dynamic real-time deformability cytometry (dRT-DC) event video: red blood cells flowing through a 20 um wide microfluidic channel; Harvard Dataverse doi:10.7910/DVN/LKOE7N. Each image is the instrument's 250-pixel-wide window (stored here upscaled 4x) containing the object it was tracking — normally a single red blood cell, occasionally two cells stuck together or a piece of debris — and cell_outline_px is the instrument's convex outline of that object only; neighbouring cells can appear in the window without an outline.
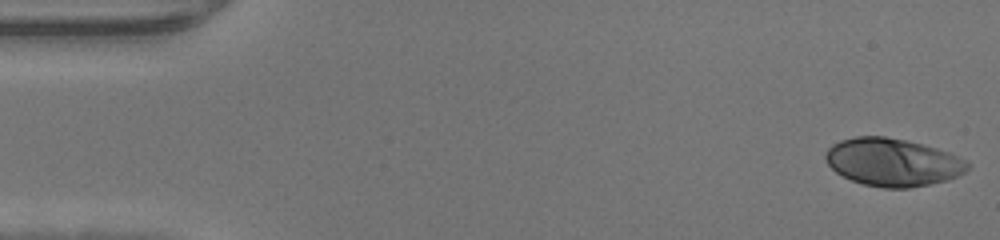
{"species": "human", "species_latin": "Homo sapiens", "temperature_condition": "warm", "stored_images_in_passage": 46, "camera_frame_rate_fps": 3000, "um_per_image_px": 0.085, "donor": {"sex": "male"}, "frame": {"image": 1, "passage_image": 1, "time_ms": 0.0, "image_size_px": [1000, 240], "cell_outline_px": [[968, 168], [964, 172], [948, 180], [908, 188], [884, 188], [864, 184], [852, 180], [836, 172], [828, 164], [824, 156], [828, 148], [832, 144], [840, 140], [856, 136], [884, 136], [904, 140], [936, 148], [948, 152], [964, 160], [968, 164]], "centroid_in_image_um": [75.84, 13.78], "position_along_channel_um": 9.2, "area_um2": 39.13}}
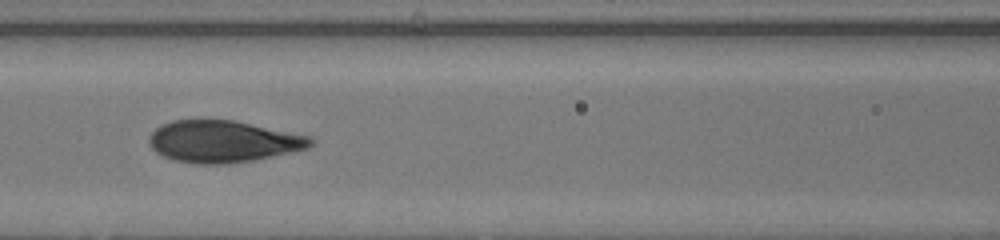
{"frame": {"image": 2, "passage_image": 20, "time_ms": 6.333, "image_size_px": [1000, 240], "cell_outline_px": [[316, 140], [308, 148], [292, 152], [252, 160], [228, 164], [200, 164], [176, 160], [164, 156], [156, 152], [152, 148], [148, 140], [152, 132], [160, 124], [172, 120], [232, 120], [312, 136]], "centroid_in_image_um": [18.98, 12.02], "position_along_channel_um": 147.6, "area_um2": 39.3}}
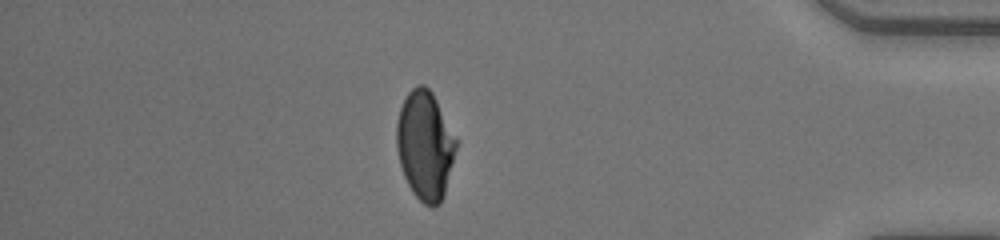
{"frame": {"image": 3, "passage_image": 40, "time_ms": 13.0, "image_size_px": [1000, 240], "cell_outline_px": [[456, 148], [444, 196], [440, 204], [432, 208], [424, 204], [412, 192], [404, 176], [400, 164], [396, 148], [396, 120], [400, 108], [408, 92], [416, 84], [424, 84], [432, 92], [456, 140]], "centroid_in_image_um": [36.1, 12.37], "position_along_channel_um": 399.1, "area_um2": 37.51}}